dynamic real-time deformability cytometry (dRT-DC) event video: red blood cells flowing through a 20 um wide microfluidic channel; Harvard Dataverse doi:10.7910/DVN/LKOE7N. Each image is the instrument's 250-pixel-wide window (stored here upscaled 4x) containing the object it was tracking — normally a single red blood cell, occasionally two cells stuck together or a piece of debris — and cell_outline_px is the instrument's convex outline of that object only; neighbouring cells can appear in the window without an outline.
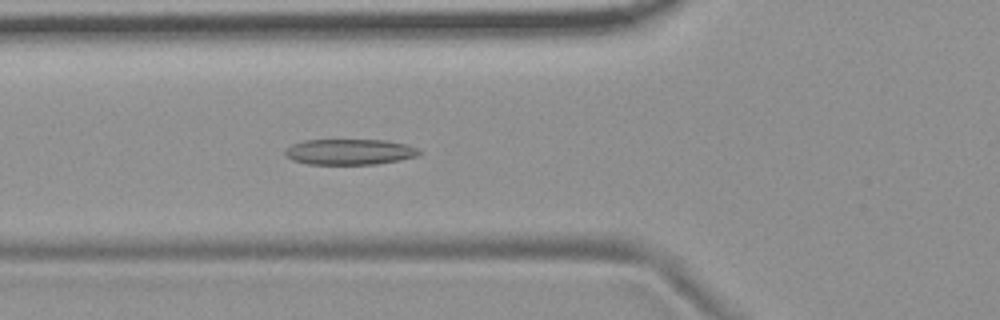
{"species": "common noctule bat (a hibernating species)", "species_latin": "Nyctalus noctula", "temperature_condition": "room temperature", "stored_images_in_passage": 48, "camera_frame_rate_fps": 3000, "um_per_image_px": 0.085, "animal": {"sex": "female", "body_mass_g": 19.9}, "frame": {"image": 1, "passage_image": 19, "time_ms": 6.0, "image_size_px": [1000, 320], "cell_outline_px": [[424, 152], [416, 156], [400, 160], [376, 164], [308, 164], [292, 160], [284, 156], [284, 148], [292, 144], [304, 140], [384, 140], [408, 144]], "centroid_in_image_um": [29.69, 12.9], "position_along_channel_um": 96.1, "area_um2": 20.29}}
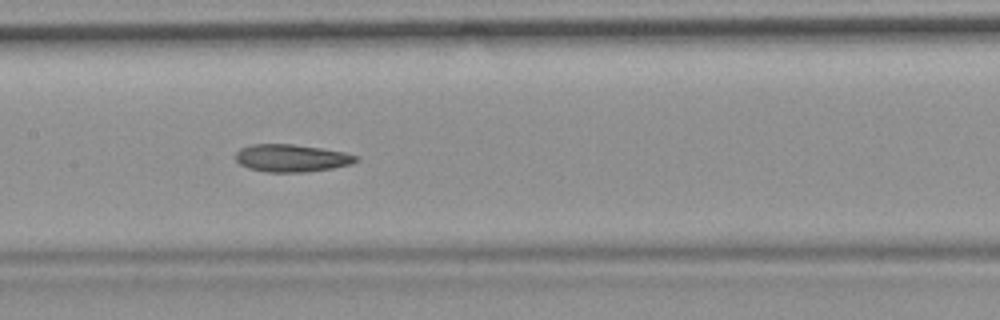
{"frame": {"image": 2, "passage_image": 26, "time_ms": 8.333, "image_size_px": [1000, 320], "cell_outline_px": [[360, 160], [352, 164], [332, 168], [304, 172], [268, 172], [248, 168], [240, 164], [236, 160], [236, 152], [240, 148], [252, 144], [292, 144], [320, 148], [344, 152], [360, 156]], "centroid_in_image_um": [24.81, 13.43], "position_along_channel_um": 182.6, "area_um2": 19.36}}
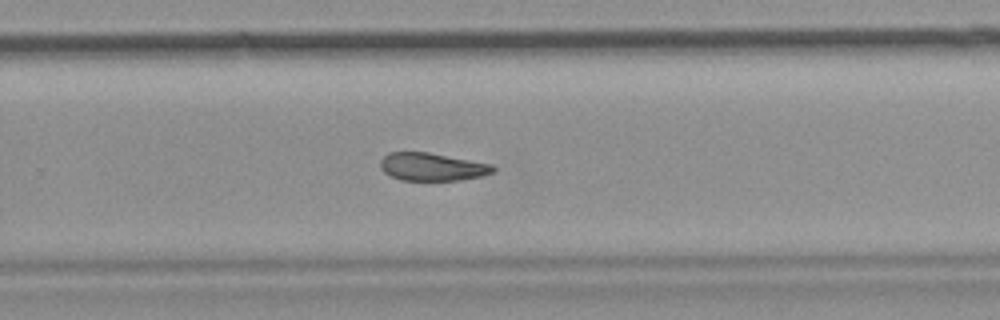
{"frame": {"image": 3, "passage_image": 35, "time_ms": 11.333, "image_size_px": [1000, 320], "cell_outline_px": [[496, 172], [480, 176], [460, 180], [400, 180], [384, 172], [380, 168], [380, 160], [388, 152], [428, 152], [492, 164], [496, 168]], "centroid_in_image_um": [36.73, 14.18], "position_along_channel_um": 293.1, "area_um2": 18.32}, "authors_computed_cell_mechanics": {"area_um2": 20.0277, "velocity_mm_per_s": 3.6908, "shape_relaxation_time_tau1_ms": null, "shape_relaxation_time_tau2_ms": 9.3692, "deformation_change_tau1": null, "deformation_change_tau2": 0.1708}}